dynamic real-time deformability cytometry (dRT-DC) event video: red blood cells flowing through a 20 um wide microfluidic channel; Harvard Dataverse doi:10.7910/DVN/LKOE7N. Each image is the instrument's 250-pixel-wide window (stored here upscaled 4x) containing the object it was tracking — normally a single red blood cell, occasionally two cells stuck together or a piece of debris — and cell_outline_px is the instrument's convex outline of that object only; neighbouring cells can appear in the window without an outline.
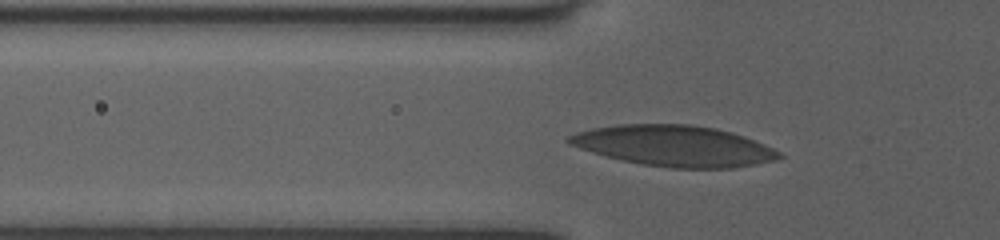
{"species": "human", "species_latin": "Homo sapiens", "temperature_condition": "room temperature", "stored_images_in_passage": 41, "camera_frame_rate_fps": 3000, "um_per_image_px": 0.085, "donor": {"sex": "female"}, "frame": {"image": 1, "passage_image": 13, "time_ms": 4.0, "image_size_px": [1000, 240], "cell_outline_px": [[784, 156], [776, 160], [756, 164], [732, 168], [672, 168], [640, 164], [592, 152], [568, 144], [564, 140], [564, 136], [576, 132], [592, 128], [616, 124], [692, 124], [716, 128], [732, 132], [744, 136], [772, 148], [780, 152]], "centroid_in_image_um": [57.27, 12.39], "position_along_channel_um": 68.5, "area_um2": 50.17}}
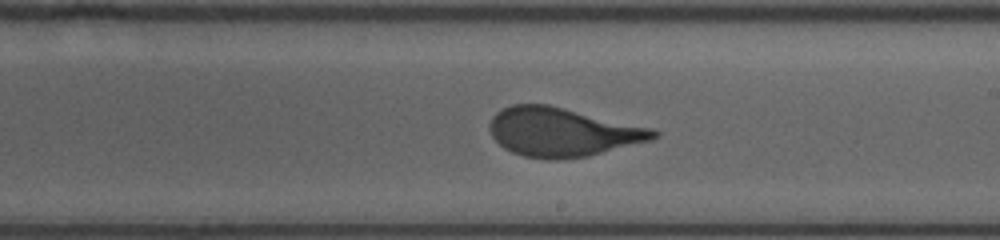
{"frame": {"image": 2, "passage_image": 26, "time_ms": 8.333, "image_size_px": [1000, 240], "cell_outline_px": [[660, 136], [652, 140], [588, 156], [556, 160], [548, 160], [524, 156], [512, 152], [504, 148], [492, 136], [488, 128], [492, 116], [496, 112], [512, 104], [548, 104], [652, 128], [660, 132]], "centroid_in_image_um": [47.8, 11.23], "position_along_channel_um": 241.2, "area_um2": 46.7}}
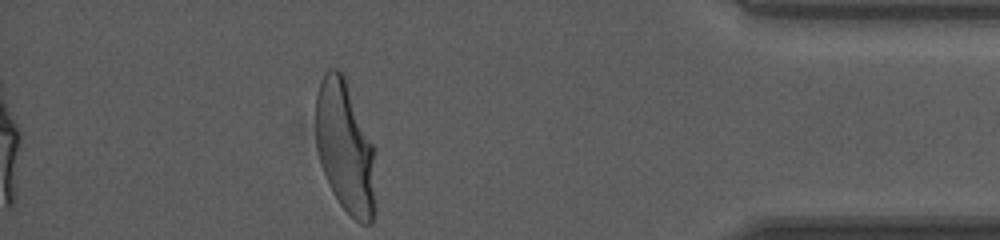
{"frame": {"image": 3, "passage_image": 41, "time_ms": 13.333, "image_size_px": [1000, 240], "cell_outline_px": [[376, 148], [372, 224], [360, 224], [340, 204], [332, 192], [328, 184], [320, 164], [316, 148], [316, 96], [320, 80], [324, 72], [328, 68], [336, 68], [344, 72]], "centroid_in_image_um": [29.34, 12.42], "position_along_channel_um": 405.9, "area_um2": 46.99}, "authors_computed_cell_mechanics": {"area_um2": 46.3556, "velocity_mm_per_s": 4.0193, "shape_relaxation_time_tau1_ms": 5.323, "shape_relaxation_time_tau2_ms": null, "deformation_change_tau1": 0.2103, "deformation_change_tau2": null}}